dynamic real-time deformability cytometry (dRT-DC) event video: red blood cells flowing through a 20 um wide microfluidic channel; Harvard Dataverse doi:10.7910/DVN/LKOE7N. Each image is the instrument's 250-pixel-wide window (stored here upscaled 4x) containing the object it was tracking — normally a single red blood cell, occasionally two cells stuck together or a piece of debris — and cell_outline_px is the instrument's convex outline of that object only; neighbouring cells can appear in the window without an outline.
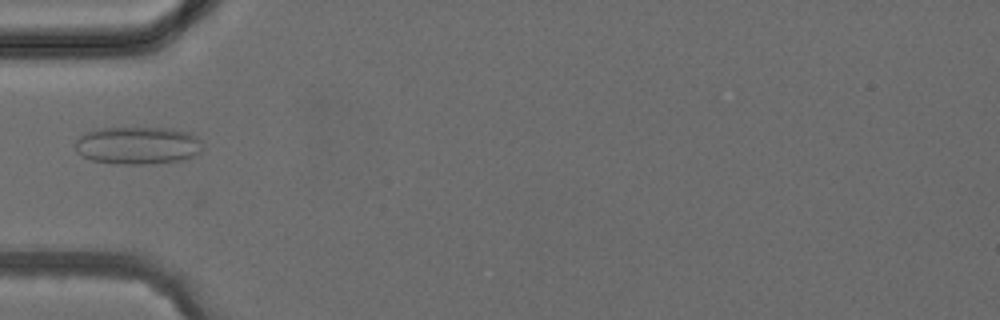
{"species": "common noctule bat (a hibernating species)", "species_latin": "Nyctalus noctula", "temperature_condition": "cold", "stored_images_in_passage": 4, "camera_frame_rate_fps": 3000, "um_per_image_px": 0.085, "animal": {"sex": "female", "body_mass_g": 24.6, "forearm_length_mm": 56.2}, "frame": {"image": 1, "passage_image": 4, "time_ms": 3.333, "image_size_px": [1000, 320], "cell_outline_px": [[200, 152], [192, 156], [180, 160], [148, 164], [112, 164], [92, 160], [76, 152], [76, 140], [80, 136], [96, 128], [172, 128], [188, 132], [196, 136], [200, 140]], "centroid_in_image_um": [11.68, 12.36], "position_along_channel_um": 73.3, "area_um2": 27.86}}